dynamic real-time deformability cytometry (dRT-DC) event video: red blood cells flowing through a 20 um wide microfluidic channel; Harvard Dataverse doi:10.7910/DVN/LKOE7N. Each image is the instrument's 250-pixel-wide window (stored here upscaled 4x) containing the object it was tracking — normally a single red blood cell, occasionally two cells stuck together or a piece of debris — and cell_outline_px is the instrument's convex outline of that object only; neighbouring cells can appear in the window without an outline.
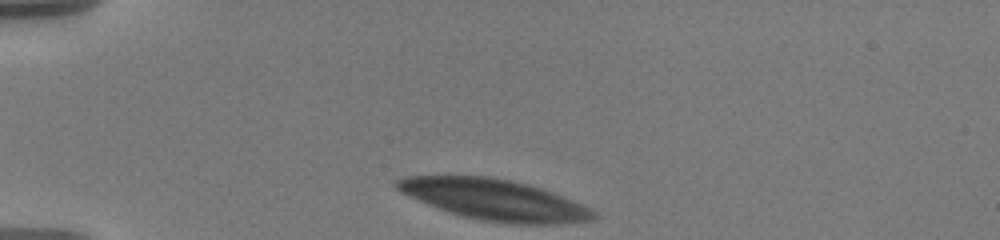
{"species": "human", "species_latin": "Homo sapiens", "temperature_condition": "warm", "stored_images_in_passage": 13, "camera_frame_rate_fps": 3000, "um_per_image_px": 0.085, "donor": {"sex": "male"}, "frame": {"image": 1, "passage_image": 1, "time_ms": 0.0, "image_size_px": [1000, 240], "cell_outline_px": [[596, 216], [592, 220], [568, 224], [508, 224], [480, 220], [460, 216], [428, 204], [396, 188], [396, 180], [404, 176], [484, 176], [508, 180], [528, 184], [564, 196], [596, 212]], "centroid_in_image_um": [42.07, 16.99], "position_along_channel_um": 42.9, "area_um2": 46.41}}
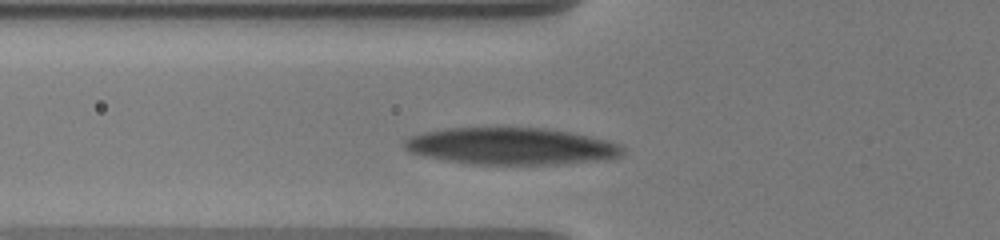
{"frame": {"image": 2, "passage_image": 8, "time_ms": 2.333, "image_size_px": [1000, 240], "cell_outline_px": [[624, 152], [620, 156], [600, 160], [556, 164], [468, 164], [408, 152], [404, 148], [404, 140], [408, 136], [420, 132], [444, 128], [544, 128], [568, 132], [588, 136], [620, 144], [624, 148]], "centroid_in_image_um": [43.39, 12.42], "position_along_channel_um": 82.4, "area_um2": 46.76}}
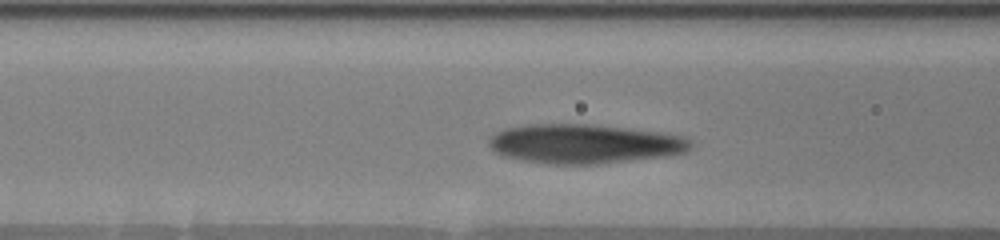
{"frame": {"image": 3, "passage_image": 11, "time_ms": 3.333, "image_size_px": [1000, 240], "cell_outline_px": [[692, 148], [688, 152], [664, 156], [600, 164], [548, 164], [524, 160], [508, 156], [496, 152], [488, 144], [488, 140], [496, 132], [504, 128], [524, 124], [596, 124], [668, 132], [684, 136], [692, 140]], "centroid_in_image_um": [49.75, 12.2], "position_along_channel_um": 116.8, "area_um2": 46.76}}